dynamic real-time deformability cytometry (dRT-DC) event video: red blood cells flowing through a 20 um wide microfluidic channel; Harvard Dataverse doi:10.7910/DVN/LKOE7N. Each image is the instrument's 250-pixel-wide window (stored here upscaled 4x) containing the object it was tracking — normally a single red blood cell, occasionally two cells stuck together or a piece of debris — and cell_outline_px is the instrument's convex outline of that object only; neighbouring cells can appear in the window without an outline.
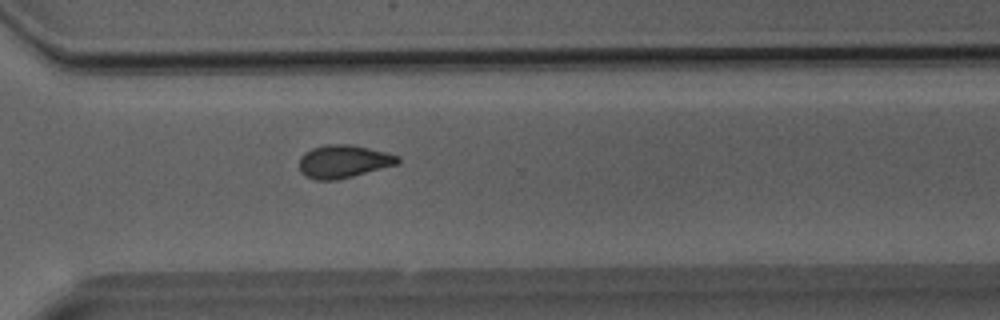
{"species": "Egyptian fruit bat (a non-hibernating species)", "species_latin": "Rousettus aegyptiacus", "temperature_condition": "room temperature", "stored_images_in_passage": 28, "segment_of_instrument_passage": [1, 2], "camera_frame_rate_fps": 3000, "um_per_image_px": 0.085, "animal": {"sex": "male"}, "frame": {"image": 1, "passage_image": 17, "time_ms": 5.333, "image_size_px": [1000, 320], "cell_outline_px": [[400, 164], [336, 180], [316, 180], [304, 176], [300, 172], [300, 156], [304, 152], [312, 148], [328, 144], [352, 144], [400, 156]], "centroid_in_image_um": [29.19, 13.72], "position_along_channel_um": 341.4, "area_um2": 19.02}}
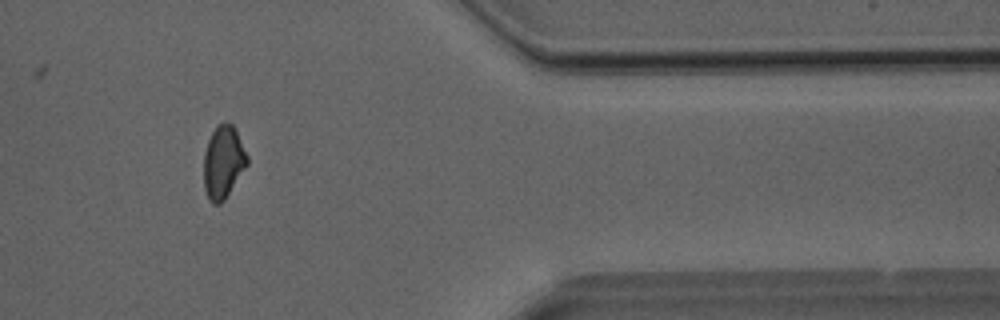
{"frame": {"image": 2, "passage_image": 21, "time_ms": 6.667, "image_size_px": [1000, 320], "cell_outline_px": [[248, 164], [224, 200], [220, 204], [212, 204], [208, 200], [204, 188], [204, 152], [208, 140], [216, 124], [224, 120], [232, 124], [248, 156]], "centroid_in_image_um": [18.96, 13.77], "position_along_channel_um": 392.4, "area_um2": 18.5}}
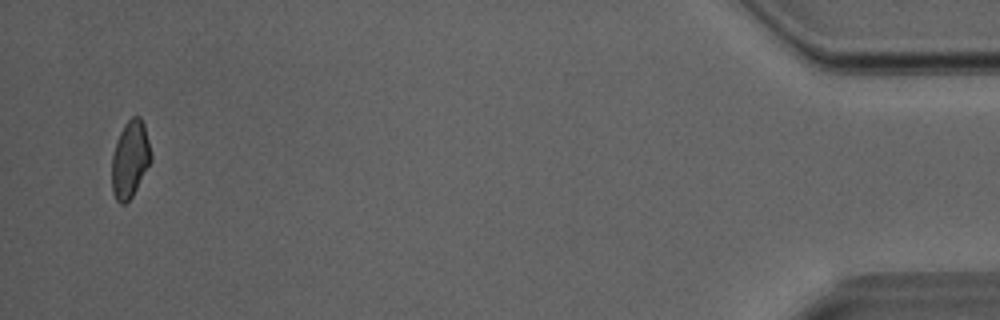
{"frame": {"image": 3, "passage_image": 26, "time_ms": 8.333, "image_size_px": [1000, 320], "cell_outline_px": [[152, 160], [132, 196], [124, 204], [120, 204], [116, 200], [112, 192], [112, 156], [116, 140], [124, 124], [132, 116], [140, 116], [144, 124], [152, 156]], "centroid_in_image_um": [11.05, 13.53], "position_along_channel_um": 424.2, "area_um2": 17.57}}